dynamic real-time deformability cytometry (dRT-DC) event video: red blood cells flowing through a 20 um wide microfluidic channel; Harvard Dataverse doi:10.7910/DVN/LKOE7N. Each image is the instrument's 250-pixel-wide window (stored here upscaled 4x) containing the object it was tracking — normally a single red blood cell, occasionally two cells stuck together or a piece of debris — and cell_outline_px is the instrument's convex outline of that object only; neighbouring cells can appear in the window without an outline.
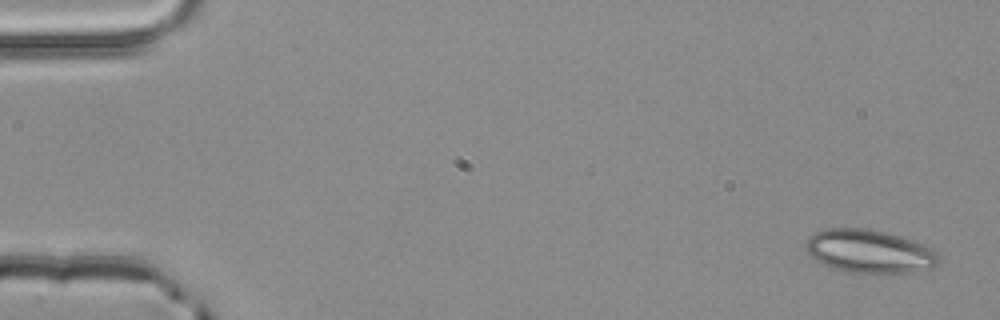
{"species": "common noctule bat (a hibernating species)", "species_latin": "Nyctalus noctula", "temperature_condition": "room temperature", "stored_images_in_passage": 5, "camera_frame_rate_fps": 3000, "um_per_image_px": 0.085, "animal": {"sex": "male", "body_mass_g": 20.4}, "frame": {"image": 1, "passage_image": 1, "time_ms": 0.0, "image_size_px": [1000, 320], "cell_outline_px": [[940, 260], [932, 268], [908, 276], [848, 272], [824, 264], [816, 260], [808, 252], [808, 236], [816, 232], [828, 228], [860, 228], [884, 232], [900, 236], [924, 244], [932, 248], [936, 252]], "centroid_in_image_um": [74.01, 21.42], "position_along_channel_um": 11.0, "area_um2": 34.04}}
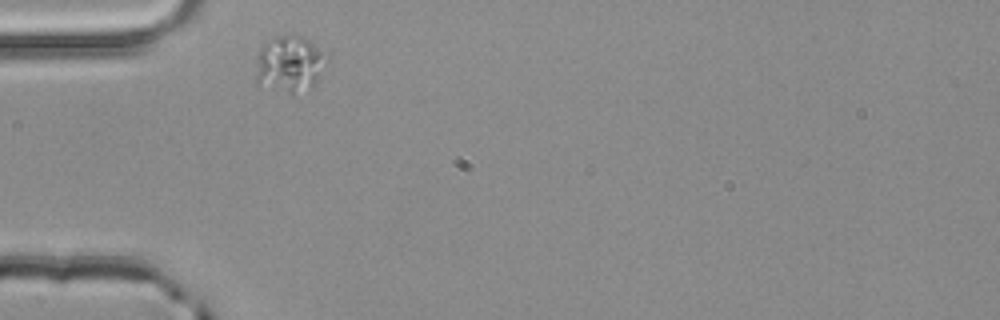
{"frame": {"image": 2, "passage_image": 4, "time_ms": 1.0, "image_size_px": [1000, 320], "cell_outline_px": [[332, 56], [320, 80], [316, 84], [292, 92], [288, 92], [260, 88], [256, 84], [256, 76], [260, 48], [264, 40], [276, 36], [300, 36], [332, 52]], "centroid_in_image_um": [24.71, 5.41], "position_along_channel_um": 60.3, "area_um2": 24.1}}